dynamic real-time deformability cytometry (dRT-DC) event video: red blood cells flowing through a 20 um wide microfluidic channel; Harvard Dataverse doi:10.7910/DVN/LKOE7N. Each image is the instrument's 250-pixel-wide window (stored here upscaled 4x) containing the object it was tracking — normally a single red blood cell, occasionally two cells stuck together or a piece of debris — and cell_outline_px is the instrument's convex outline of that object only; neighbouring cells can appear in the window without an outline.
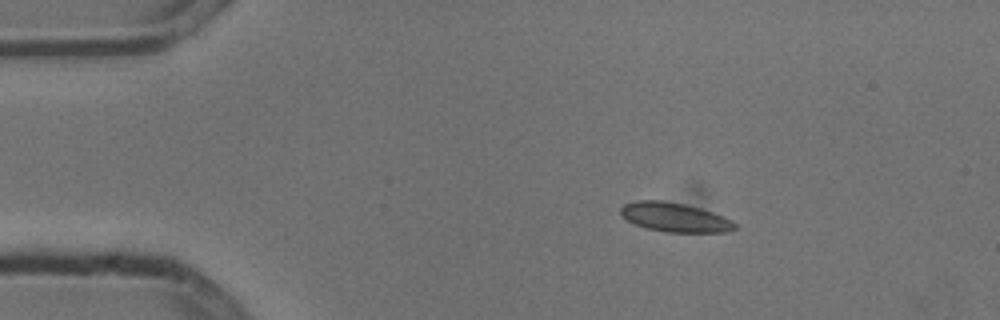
{"species": "common noctule bat (a hibernating species)", "species_latin": "Nyctalus noctula", "temperature_condition": "cold", "stored_images_in_passage": 4, "camera_frame_rate_fps": 3000, "um_per_image_px": 0.085, "animal": {"sex": "male", "body_mass_g": 13.3}, "frame": {"image": 1, "passage_image": 2, "time_ms": 0.333, "image_size_px": [1000, 320], "cell_outline_px": [[740, 228], [732, 232], [664, 232], [644, 228], [620, 216], [620, 208], [624, 204], [636, 200], [660, 200], [684, 204], [700, 208], [724, 216], [732, 220]], "centroid_in_image_um": [57.38, 18.48], "position_along_channel_um": 27.6, "area_um2": 19.71}}
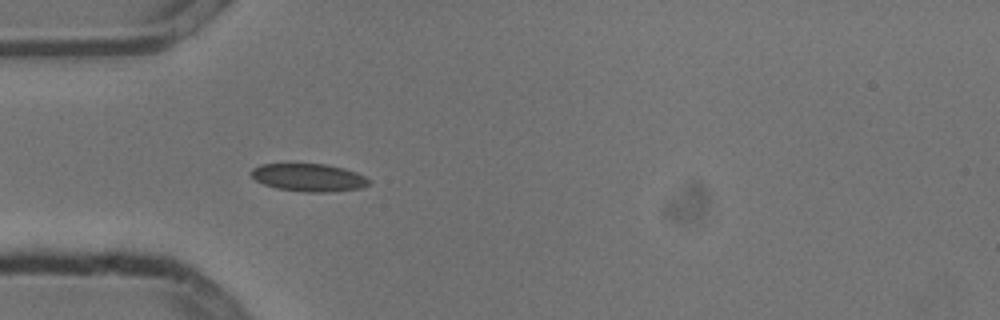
{"frame": {"image": 2, "passage_image": 4, "time_ms": 1.0, "image_size_px": [1000, 320], "cell_outline_px": [[372, 180], [368, 184], [360, 188], [332, 192], [304, 192], [276, 188], [264, 184], [256, 180], [248, 172], [252, 168], [260, 164], [328, 164], [344, 168], [356, 172]], "centroid_in_image_um": [26.24, 15.09], "position_along_channel_um": 58.8, "area_um2": 19.19}}